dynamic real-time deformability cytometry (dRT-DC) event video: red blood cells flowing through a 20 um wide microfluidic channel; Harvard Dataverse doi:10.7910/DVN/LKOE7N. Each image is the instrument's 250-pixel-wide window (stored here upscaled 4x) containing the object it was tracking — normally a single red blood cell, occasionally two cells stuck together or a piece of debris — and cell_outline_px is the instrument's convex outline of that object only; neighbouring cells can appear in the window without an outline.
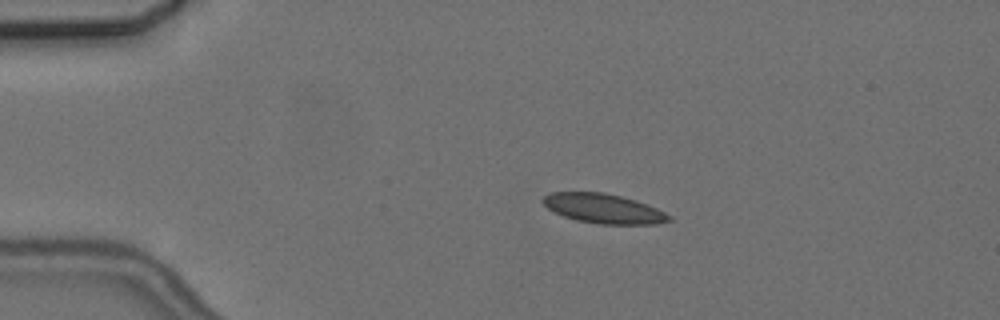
{"species": "common noctule bat (a hibernating species)", "species_latin": "Nyctalus noctula", "temperature_condition": "cold", "stored_images_in_passage": 6, "camera_frame_rate_fps": 3000, "um_per_image_px": 0.085, "animal": {"sex": "female", "body_mass_g": 24.6, "forearm_length_mm": 56.2}, "frame": {"image": 1, "passage_image": 4, "time_ms": 3.667, "image_size_px": [1000, 320], "cell_outline_px": [[672, 220], [656, 224], [600, 224], [576, 220], [564, 216], [548, 208], [540, 200], [544, 196], [552, 192], [604, 192], [636, 200], [648, 204], [672, 216]], "centroid_in_image_um": [51.32, 17.72], "position_along_channel_um": 33.7, "area_um2": 21.68}}
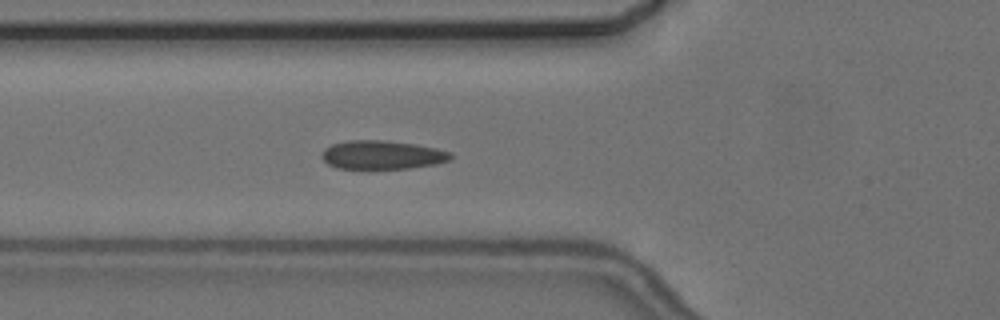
{"frame": {"image": 2, "passage_image": 6, "time_ms": 6.667, "image_size_px": [1000, 320], "cell_outline_px": [[452, 160], [436, 164], [408, 168], [336, 168], [328, 164], [320, 156], [324, 148], [332, 144], [348, 140], [380, 140], [416, 144], [436, 148], [452, 152]], "centroid_in_image_um": [32.49, 13.16], "position_along_channel_um": 93.3, "area_um2": 21.56}}